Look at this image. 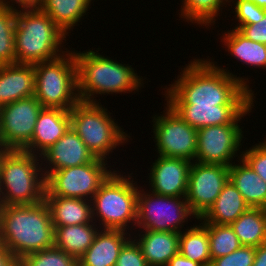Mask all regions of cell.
I'll return each instance as SVG.
<instances>
[{"instance_id": "28", "label": "cell", "mask_w": 266, "mask_h": 266, "mask_svg": "<svg viewBox=\"0 0 266 266\" xmlns=\"http://www.w3.org/2000/svg\"><path fill=\"white\" fill-rule=\"evenodd\" d=\"M242 246L258 247L266 243V209L249 208L230 224Z\"/></svg>"}, {"instance_id": "35", "label": "cell", "mask_w": 266, "mask_h": 266, "mask_svg": "<svg viewBox=\"0 0 266 266\" xmlns=\"http://www.w3.org/2000/svg\"><path fill=\"white\" fill-rule=\"evenodd\" d=\"M255 247L241 246L234 252L211 260L210 266H252Z\"/></svg>"}, {"instance_id": "29", "label": "cell", "mask_w": 266, "mask_h": 266, "mask_svg": "<svg viewBox=\"0 0 266 266\" xmlns=\"http://www.w3.org/2000/svg\"><path fill=\"white\" fill-rule=\"evenodd\" d=\"M179 253L201 266H210L208 231L199 221L179 233Z\"/></svg>"}, {"instance_id": "41", "label": "cell", "mask_w": 266, "mask_h": 266, "mask_svg": "<svg viewBox=\"0 0 266 266\" xmlns=\"http://www.w3.org/2000/svg\"><path fill=\"white\" fill-rule=\"evenodd\" d=\"M252 266H266V243L255 248V258Z\"/></svg>"}, {"instance_id": "9", "label": "cell", "mask_w": 266, "mask_h": 266, "mask_svg": "<svg viewBox=\"0 0 266 266\" xmlns=\"http://www.w3.org/2000/svg\"><path fill=\"white\" fill-rule=\"evenodd\" d=\"M143 187L144 185L141 186L140 184L138 189L137 219L134 231L151 230L180 233L190 228L187 224L188 221L192 222L191 217L195 218L197 223L196 219L198 218L191 211L185 197L160 195Z\"/></svg>"}, {"instance_id": "32", "label": "cell", "mask_w": 266, "mask_h": 266, "mask_svg": "<svg viewBox=\"0 0 266 266\" xmlns=\"http://www.w3.org/2000/svg\"><path fill=\"white\" fill-rule=\"evenodd\" d=\"M19 266H78V260L53 246L24 256Z\"/></svg>"}, {"instance_id": "26", "label": "cell", "mask_w": 266, "mask_h": 266, "mask_svg": "<svg viewBox=\"0 0 266 266\" xmlns=\"http://www.w3.org/2000/svg\"><path fill=\"white\" fill-rule=\"evenodd\" d=\"M100 229L94 221L55 227L54 246L78 260L92 245Z\"/></svg>"}, {"instance_id": "33", "label": "cell", "mask_w": 266, "mask_h": 266, "mask_svg": "<svg viewBox=\"0 0 266 266\" xmlns=\"http://www.w3.org/2000/svg\"><path fill=\"white\" fill-rule=\"evenodd\" d=\"M228 6L232 10L230 13H234L233 18L235 19L232 18V20L237 21H235V26L232 27L236 30H239L244 25L258 23L266 14L265 9H262L256 4L245 0H229Z\"/></svg>"}, {"instance_id": "39", "label": "cell", "mask_w": 266, "mask_h": 266, "mask_svg": "<svg viewBox=\"0 0 266 266\" xmlns=\"http://www.w3.org/2000/svg\"><path fill=\"white\" fill-rule=\"evenodd\" d=\"M167 266H201V265L178 253L169 260Z\"/></svg>"}, {"instance_id": "36", "label": "cell", "mask_w": 266, "mask_h": 266, "mask_svg": "<svg viewBox=\"0 0 266 266\" xmlns=\"http://www.w3.org/2000/svg\"><path fill=\"white\" fill-rule=\"evenodd\" d=\"M115 266H149L140 245L131 237L120 251Z\"/></svg>"}, {"instance_id": "22", "label": "cell", "mask_w": 266, "mask_h": 266, "mask_svg": "<svg viewBox=\"0 0 266 266\" xmlns=\"http://www.w3.org/2000/svg\"><path fill=\"white\" fill-rule=\"evenodd\" d=\"M241 193L229 180L210 209L198 218L201 224L230 225L249 209Z\"/></svg>"}, {"instance_id": "24", "label": "cell", "mask_w": 266, "mask_h": 266, "mask_svg": "<svg viewBox=\"0 0 266 266\" xmlns=\"http://www.w3.org/2000/svg\"><path fill=\"white\" fill-rule=\"evenodd\" d=\"M229 180L250 208L266 209V182L242 158L229 166Z\"/></svg>"}, {"instance_id": "23", "label": "cell", "mask_w": 266, "mask_h": 266, "mask_svg": "<svg viewBox=\"0 0 266 266\" xmlns=\"http://www.w3.org/2000/svg\"><path fill=\"white\" fill-rule=\"evenodd\" d=\"M55 227L92 223V202L81 198L44 196Z\"/></svg>"}, {"instance_id": "20", "label": "cell", "mask_w": 266, "mask_h": 266, "mask_svg": "<svg viewBox=\"0 0 266 266\" xmlns=\"http://www.w3.org/2000/svg\"><path fill=\"white\" fill-rule=\"evenodd\" d=\"M132 237L140 245L149 266H167L169 260L179 253V233L144 230L134 231Z\"/></svg>"}, {"instance_id": "38", "label": "cell", "mask_w": 266, "mask_h": 266, "mask_svg": "<svg viewBox=\"0 0 266 266\" xmlns=\"http://www.w3.org/2000/svg\"><path fill=\"white\" fill-rule=\"evenodd\" d=\"M0 266H19V260L0 244Z\"/></svg>"}, {"instance_id": "7", "label": "cell", "mask_w": 266, "mask_h": 266, "mask_svg": "<svg viewBox=\"0 0 266 266\" xmlns=\"http://www.w3.org/2000/svg\"><path fill=\"white\" fill-rule=\"evenodd\" d=\"M69 114L70 127L96 158L107 161L111 159V154L115 150H119L122 145L124 147V144L127 145L130 139L132 141L131 134L124 131L122 125L115 121L113 113H110L107 106L105 108L101 102L79 101Z\"/></svg>"}, {"instance_id": "21", "label": "cell", "mask_w": 266, "mask_h": 266, "mask_svg": "<svg viewBox=\"0 0 266 266\" xmlns=\"http://www.w3.org/2000/svg\"><path fill=\"white\" fill-rule=\"evenodd\" d=\"M227 29L228 27L224 32L221 31V41H219L224 46H221L222 49L228 52L227 55L234 57L237 62H243L241 63L243 67L246 65L245 67L251 68L252 66L251 69L254 71V68L266 71V45L247 39L236 29Z\"/></svg>"}, {"instance_id": "5", "label": "cell", "mask_w": 266, "mask_h": 266, "mask_svg": "<svg viewBox=\"0 0 266 266\" xmlns=\"http://www.w3.org/2000/svg\"><path fill=\"white\" fill-rule=\"evenodd\" d=\"M45 190L40 156L0 148V207L39 203Z\"/></svg>"}, {"instance_id": "25", "label": "cell", "mask_w": 266, "mask_h": 266, "mask_svg": "<svg viewBox=\"0 0 266 266\" xmlns=\"http://www.w3.org/2000/svg\"><path fill=\"white\" fill-rule=\"evenodd\" d=\"M95 0H42L37 6L42 12L49 17L66 33L71 35V30L75 26L82 25ZM89 8V9H88ZM86 16V17H85ZM82 20V21H81ZM70 33V34H69Z\"/></svg>"}, {"instance_id": "40", "label": "cell", "mask_w": 266, "mask_h": 266, "mask_svg": "<svg viewBox=\"0 0 266 266\" xmlns=\"http://www.w3.org/2000/svg\"><path fill=\"white\" fill-rule=\"evenodd\" d=\"M41 2L42 0H0V3L11 5L16 8L37 7Z\"/></svg>"}, {"instance_id": "13", "label": "cell", "mask_w": 266, "mask_h": 266, "mask_svg": "<svg viewBox=\"0 0 266 266\" xmlns=\"http://www.w3.org/2000/svg\"><path fill=\"white\" fill-rule=\"evenodd\" d=\"M43 109L35 96L0 108V148L23 150L31 141L39 113Z\"/></svg>"}, {"instance_id": "2", "label": "cell", "mask_w": 266, "mask_h": 266, "mask_svg": "<svg viewBox=\"0 0 266 266\" xmlns=\"http://www.w3.org/2000/svg\"><path fill=\"white\" fill-rule=\"evenodd\" d=\"M100 49H72L77 63L79 100L100 103L101 99L98 100L97 97H104L106 94V97L108 94H139L147 77L138 75L137 70L129 63L123 64L122 61L120 63L117 59L113 60L112 57L100 54Z\"/></svg>"}, {"instance_id": "19", "label": "cell", "mask_w": 266, "mask_h": 266, "mask_svg": "<svg viewBox=\"0 0 266 266\" xmlns=\"http://www.w3.org/2000/svg\"><path fill=\"white\" fill-rule=\"evenodd\" d=\"M131 237L123 230L100 229L92 245L78 259V266H115L121 249Z\"/></svg>"}, {"instance_id": "31", "label": "cell", "mask_w": 266, "mask_h": 266, "mask_svg": "<svg viewBox=\"0 0 266 266\" xmlns=\"http://www.w3.org/2000/svg\"><path fill=\"white\" fill-rule=\"evenodd\" d=\"M208 231L211 260L228 255L242 246L230 225L202 224Z\"/></svg>"}, {"instance_id": "11", "label": "cell", "mask_w": 266, "mask_h": 266, "mask_svg": "<svg viewBox=\"0 0 266 266\" xmlns=\"http://www.w3.org/2000/svg\"><path fill=\"white\" fill-rule=\"evenodd\" d=\"M256 102L232 124L205 126L197 129L195 161L229 167L235 161L240 160L242 157L241 149L245 143L244 127L240 125H242L241 122L244 117L246 119V116H250V112H253L252 109H254Z\"/></svg>"}, {"instance_id": "17", "label": "cell", "mask_w": 266, "mask_h": 266, "mask_svg": "<svg viewBox=\"0 0 266 266\" xmlns=\"http://www.w3.org/2000/svg\"><path fill=\"white\" fill-rule=\"evenodd\" d=\"M69 128V111L43 108L38 115L32 139L23 151L41 156L55 144Z\"/></svg>"}, {"instance_id": "14", "label": "cell", "mask_w": 266, "mask_h": 266, "mask_svg": "<svg viewBox=\"0 0 266 266\" xmlns=\"http://www.w3.org/2000/svg\"><path fill=\"white\" fill-rule=\"evenodd\" d=\"M228 181V166L192 162L185 198L197 218L210 209Z\"/></svg>"}, {"instance_id": "4", "label": "cell", "mask_w": 266, "mask_h": 266, "mask_svg": "<svg viewBox=\"0 0 266 266\" xmlns=\"http://www.w3.org/2000/svg\"><path fill=\"white\" fill-rule=\"evenodd\" d=\"M67 37L38 7L16 8V63L35 65L59 58L70 50L65 47Z\"/></svg>"}, {"instance_id": "34", "label": "cell", "mask_w": 266, "mask_h": 266, "mask_svg": "<svg viewBox=\"0 0 266 266\" xmlns=\"http://www.w3.org/2000/svg\"><path fill=\"white\" fill-rule=\"evenodd\" d=\"M242 150V159L266 182V137L247 149Z\"/></svg>"}, {"instance_id": "8", "label": "cell", "mask_w": 266, "mask_h": 266, "mask_svg": "<svg viewBox=\"0 0 266 266\" xmlns=\"http://www.w3.org/2000/svg\"><path fill=\"white\" fill-rule=\"evenodd\" d=\"M33 68L34 96L43 108L70 111L80 101L77 63L71 48L59 58L37 63Z\"/></svg>"}, {"instance_id": "37", "label": "cell", "mask_w": 266, "mask_h": 266, "mask_svg": "<svg viewBox=\"0 0 266 266\" xmlns=\"http://www.w3.org/2000/svg\"><path fill=\"white\" fill-rule=\"evenodd\" d=\"M238 31L247 39L266 45V14L258 23L244 25Z\"/></svg>"}, {"instance_id": "30", "label": "cell", "mask_w": 266, "mask_h": 266, "mask_svg": "<svg viewBox=\"0 0 266 266\" xmlns=\"http://www.w3.org/2000/svg\"><path fill=\"white\" fill-rule=\"evenodd\" d=\"M16 7L0 3V65L16 63Z\"/></svg>"}, {"instance_id": "3", "label": "cell", "mask_w": 266, "mask_h": 266, "mask_svg": "<svg viewBox=\"0 0 266 266\" xmlns=\"http://www.w3.org/2000/svg\"><path fill=\"white\" fill-rule=\"evenodd\" d=\"M55 228L45 200L0 207V244L18 259L54 246Z\"/></svg>"}, {"instance_id": "10", "label": "cell", "mask_w": 266, "mask_h": 266, "mask_svg": "<svg viewBox=\"0 0 266 266\" xmlns=\"http://www.w3.org/2000/svg\"><path fill=\"white\" fill-rule=\"evenodd\" d=\"M109 162L96 158L91 163L52 171L46 177L44 196L81 198L91 201L100 186L118 168H114V164L109 165Z\"/></svg>"}, {"instance_id": "42", "label": "cell", "mask_w": 266, "mask_h": 266, "mask_svg": "<svg viewBox=\"0 0 266 266\" xmlns=\"http://www.w3.org/2000/svg\"><path fill=\"white\" fill-rule=\"evenodd\" d=\"M245 1L252 2L257 6H259L260 8L266 10V0H245Z\"/></svg>"}, {"instance_id": "12", "label": "cell", "mask_w": 266, "mask_h": 266, "mask_svg": "<svg viewBox=\"0 0 266 266\" xmlns=\"http://www.w3.org/2000/svg\"><path fill=\"white\" fill-rule=\"evenodd\" d=\"M160 113L152 116L155 153L194 162L197 129L185 122L167 103H164V110Z\"/></svg>"}, {"instance_id": "6", "label": "cell", "mask_w": 266, "mask_h": 266, "mask_svg": "<svg viewBox=\"0 0 266 266\" xmlns=\"http://www.w3.org/2000/svg\"><path fill=\"white\" fill-rule=\"evenodd\" d=\"M118 169L93 196L92 218L101 229L123 230L132 234L137 219V175L132 176L135 175L134 171L126 175V172Z\"/></svg>"}, {"instance_id": "18", "label": "cell", "mask_w": 266, "mask_h": 266, "mask_svg": "<svg viewBox=\"0 0 266 266\" xmlns=\"http://www.w3.org/2000/svg\"><path fill=\"white\" fill-rule=\"evenodd\" d=\"M35 94L33 65L13 63L0 65V108Z\"/></svg>"}, {"instance_id": "27", "label": "cell", "mask_w": 266, "mask_h": 266, "mask_svg": "<svg viewBox=\"0 0 266 266\" xmlns=\"http://www.w3.org/2000/svg\"><path fill=\"white\" fill-rule=\"evenodd\" d=\"M180 10H178L179 20L188 24H196L200 28L216 26L218 19L221 20L223 8L226 10L229 0H182ZM180 11V12H179ZM221 16V17H220ZM220 17V18H218ZM217 18V19H216ZM205 26V27H202Z\"/></svg>"}, {"instance_id": "16", "label": "cell", "mask_w": 266, "mask_h": 266, "mask_svg": "<svg viewBox=\"0 0 266 266\" xmlns=\"http://www.w3.org/2000/svg\"><path fill=\"white\" fill-rule=\"evenodd\" d=\"M40 158L45 178L52 171L91 163L96 159L71 127Z\"/></svg>"}, {"instance_id": "15", "label": "cell", "mask_w": 266, "mask_h": 266, "mask_svg": "<svg viewBox=\"0 0 266 266\" xmlns=\"http://www.w3.org/2000/svg\"><path fill=\"white\" fill-rule=\"evenodd\" d=\"M155 160L151 161L148 168V184L149 191L170 196L185 197L187 192L189 172L192 162L173 157H164L155 155Z\"/></svg>"}, {"instance_id": "1", "label": "cell", "mask_w": 266, "mask_h": 266, "mask_svg": "<svg viewBox=\"0 0 266 266\" xmlns=\"http://www.w3.org/2000/svg\"><path fill=\"white\" fill-rule=\"evenodd\" d=\"M193 58L161 87L165 102L195 129L234 123L256 101L251 77L237 76L209 56Z\"/></svg>"}]
</instances>
